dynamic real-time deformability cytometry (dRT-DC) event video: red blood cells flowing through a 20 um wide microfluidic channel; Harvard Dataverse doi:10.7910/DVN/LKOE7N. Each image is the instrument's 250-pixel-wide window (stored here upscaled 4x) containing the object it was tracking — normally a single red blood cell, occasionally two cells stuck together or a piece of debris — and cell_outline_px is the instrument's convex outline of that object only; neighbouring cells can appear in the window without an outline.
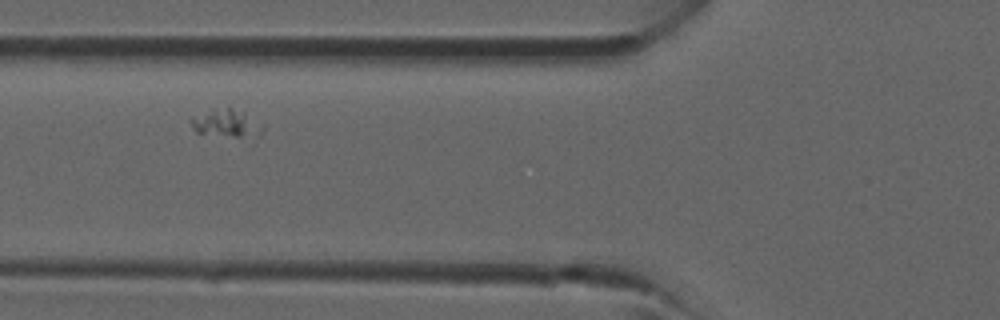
{"species": "common noctule bat (a hibernating species)", "species_latin": "Nyctalus noctula", "temperature_condition": "room temperature", "stored_images_in_passage": 32, "camera_frame_rate_fps": 3000, "um_per_image_px": 0.085, "animal": {"sex": "male", "forearm_length_mm": 52.5}, "frame": {"image": 1, "passage_image": 7, "time_ms": 2.0, "image_size_px": [1000, 320], "cell_outline_px": [[264, 128], [260, 132], [240, 136], [236, 136], [196, 132], [192, 128], [188, 120], [192, 116], [212, 108], [232, 108], [244, 112], [264, 124]], "centroid_in_image_um": [19.17, 10.42], "position_along_channel_um": 106.6, "area_um2": 11.33}}
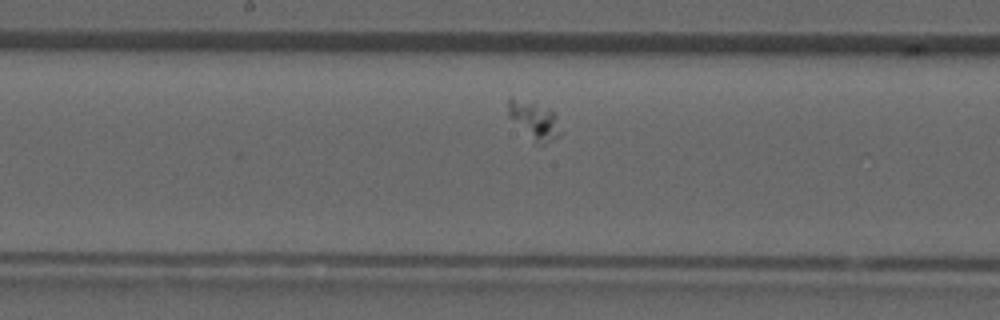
{"frame": {"image": 2, "passage_image": 13, "time_ms": 4.0, "image_size_px": [1000, 320], "cell_outline_px": [[564, 132], [560, 136], [544, 144], [536, 144], [508, 116], [508, 100], [512, 96], [548, 108], [556, 112]], "centroid_in_image_um": [45.48, 10.24], "position_along_channel_um": 202.7, "area_um2": 11.91}}
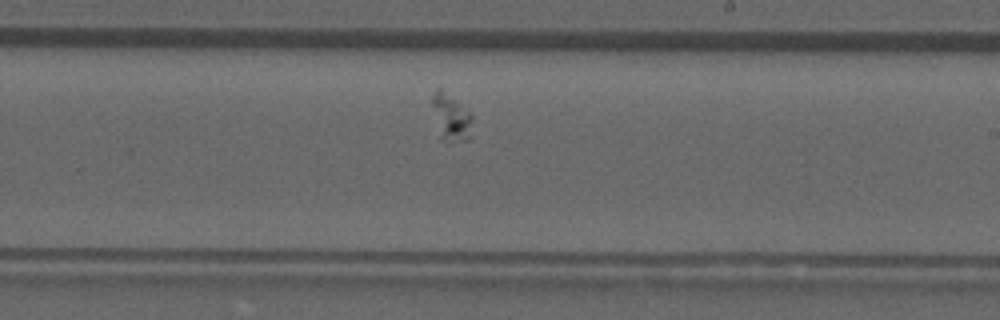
{"frame": {"image": 3, "passage_image": 16, "time_ms": 5.0, "image_size_px": [1000, 320], "cell_outline_px": [[472, 140], [448, 144], [440, 140], [432, 104], [432, 96], [436, 88], [440, 88], [468, 112], [472, 116]], "centroid_in_image_um": [38.35, 10.1], "position_along_channel_um": 250.6, "area_um2": 11.16}}